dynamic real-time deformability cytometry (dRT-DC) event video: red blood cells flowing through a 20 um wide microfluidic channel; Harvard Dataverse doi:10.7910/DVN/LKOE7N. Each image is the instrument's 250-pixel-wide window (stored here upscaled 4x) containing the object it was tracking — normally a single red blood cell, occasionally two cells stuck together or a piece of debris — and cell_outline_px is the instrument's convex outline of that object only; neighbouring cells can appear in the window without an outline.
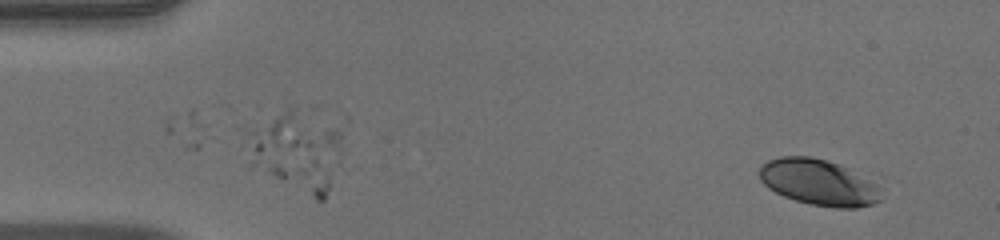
{"species": "human", "species_latin": "Homo sapiens", "temperature_condition": "warm", "stored_images_in_passage": 11, "segment_of_instrument_passage": [2, 2], "camera_frame_rate_fps": 3000, "um_per_image_px": 0.085, "donor": {"sex": "male"}, "frame": {"image": 1, "passage_image": 11, "time_ms": 3.333, "image_size_px": [1000, 240], "cell_outline_px": [[884, 188], [880, 200], [872, 204], [856, 208], [836, 208], [812, 204], [796, 200], [784, 196], [768, 188], [760, 180], [760, 168], [768, 160], [780, 156], [808, 156], [824, 160], [836, 164]], "centroid_in_image_um": [69.58, 15.52], "position_along_channel_um": 15.4, "area_um2": 32.14}}